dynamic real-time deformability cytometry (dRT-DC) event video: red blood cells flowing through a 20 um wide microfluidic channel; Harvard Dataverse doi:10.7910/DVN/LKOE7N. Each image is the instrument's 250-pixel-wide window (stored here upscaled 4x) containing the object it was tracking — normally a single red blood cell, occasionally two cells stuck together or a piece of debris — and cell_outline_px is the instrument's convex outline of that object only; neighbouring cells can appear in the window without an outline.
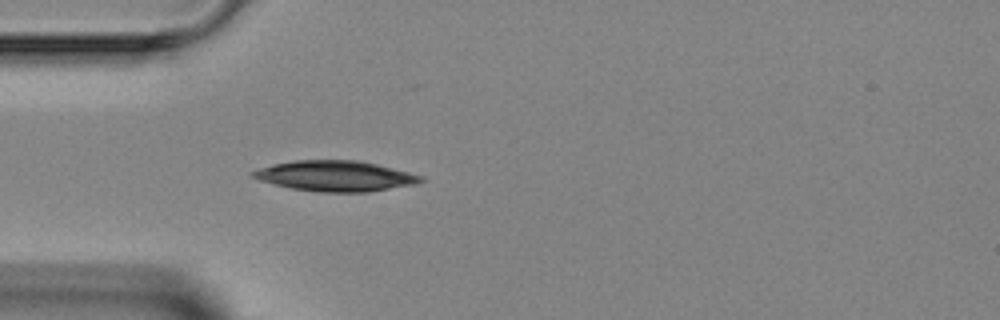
{"species": "Egyptian fruit bat (a non-hibernating species)", "species_latin": "Rousettus aegyptiacus", "temperature_condition": "room temperature", "stored_images_in_passage": 1, "camera_frame_rate_fps": 3000, "um_per_image_px": 0.085, "animal": {"sex": "female"}, "frame": {"image": 1, "passage_image": 1, "time_ms": 0.0, "image_size_px": [1000, 320], "cell_outline_px": [[428, 180], [416, 184], [368, 192], [320, 192], [292, 188], [260, 180], [252, 176], [248, 172], [272, 164], [296, 160], [360, 160], [424, 176]], "centroid_in_image_um": [28.54, 14.95], "position_along_channel_um": 56.5, "area_um2": 29.82}}